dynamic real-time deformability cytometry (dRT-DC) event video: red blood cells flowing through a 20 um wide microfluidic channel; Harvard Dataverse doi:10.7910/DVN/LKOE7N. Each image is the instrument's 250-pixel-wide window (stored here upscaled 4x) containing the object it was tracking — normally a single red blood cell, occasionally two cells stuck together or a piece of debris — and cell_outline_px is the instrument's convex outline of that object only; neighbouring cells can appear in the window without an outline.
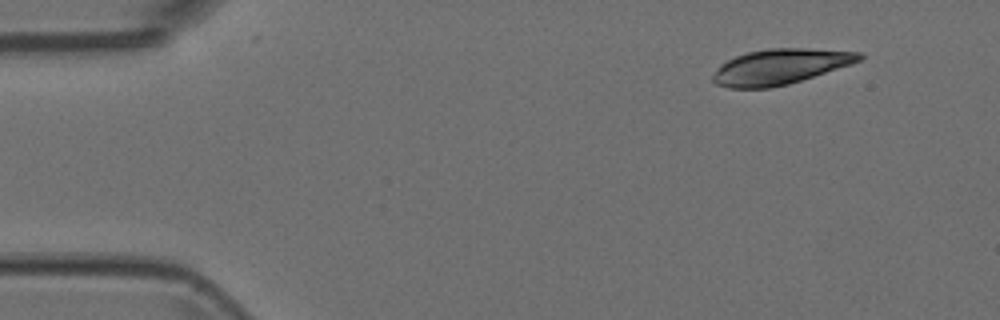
{"species": "Egyptian fruit bat (a non-hibernating species)", "species_latin": "Rousettus aegyptiacus", "temperature_condition": "room temperature", "stored_images_in_passage": 3, "camera_frame_rate_fps": 3000, "um_per_image_px": 0.085, "animal": {"sex": "female"}, "frame": {"image": 1, "passage_image": 1, "time_ms": 0.0, "image_size_px": [1000, 320], "cell_outline_px": [[864, 56], [860, 60], [852, 64], [788, 84], [768, 88], [728, 88], [716, 84], [712, 80], [712, 76], [716, 68], [720, 64], [736, 56], [748, 52], [768, 48], [804, 48], [860, 52]], "centroid_in_image_um": [66.28, 5.67], "position_along_channel_um": 18.7, "area_um2": 30.06}}
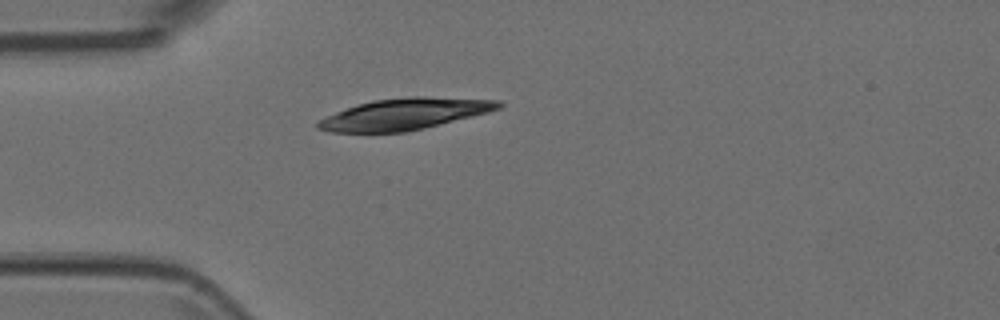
{"frame": {"image": 2, "passage_image": 3, "time_ms": 0.667, "image_size_px": [1000, 320], "cell_outline_px": [[504, 104], [500, 108], [488, 112], [424, 128], [404, 132], [332, 132], [316, 128], [316, 124], [320, 120], [336, 112], [372, 100], [408, 96], [420, 96], [500, 100]], "centroid_in_image_um": [34.42, 9.68], "position_along_channel_um": 50.6, "area_um2": 32.66}}